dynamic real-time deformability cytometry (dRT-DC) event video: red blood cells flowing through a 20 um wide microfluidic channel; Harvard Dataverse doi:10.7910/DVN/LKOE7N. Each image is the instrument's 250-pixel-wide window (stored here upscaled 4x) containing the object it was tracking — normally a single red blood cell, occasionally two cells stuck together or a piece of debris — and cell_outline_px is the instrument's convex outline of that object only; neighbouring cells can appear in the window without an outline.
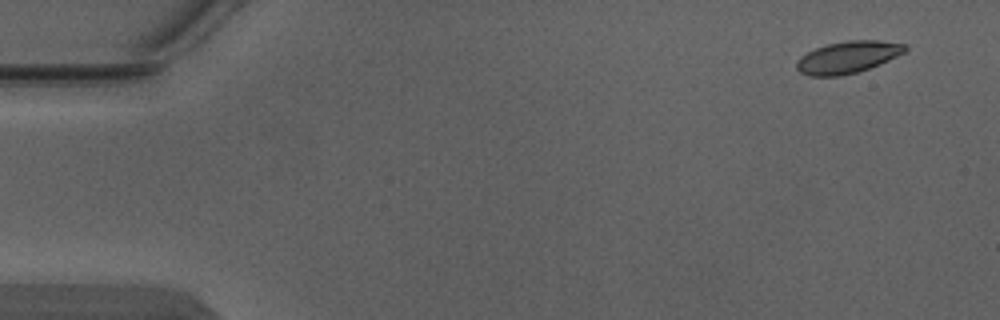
{"species": "Egyptian fruit bat (a non-hibernating species)", "species_latin": "Rousettus aegyptiacus", "temperature_condition": "warm", "stored_images_in_passage": 5, "camera_frame_rate_fps": 3000, "um_per_image_px": 0.085, "animal": {"sex": "male"}, "frame": {"image": 1, "passage_image": 1, "time_ms": 0.0, "image_size_px": [1000, 320], "cell_outline_px": [[908, 48], [904, 52], [880, 64], [856, 72], [840, 76], [808, 76], [800, 72], [796, 68], [796, 60], [800, 56], [816, 48], [828, 44], [848, 40], [876, 40], [908, 44]], "centroid_in_image_um": [72.05, 4.86], "position_along_channel_um": 13.0, "area_um2": 20.17}}